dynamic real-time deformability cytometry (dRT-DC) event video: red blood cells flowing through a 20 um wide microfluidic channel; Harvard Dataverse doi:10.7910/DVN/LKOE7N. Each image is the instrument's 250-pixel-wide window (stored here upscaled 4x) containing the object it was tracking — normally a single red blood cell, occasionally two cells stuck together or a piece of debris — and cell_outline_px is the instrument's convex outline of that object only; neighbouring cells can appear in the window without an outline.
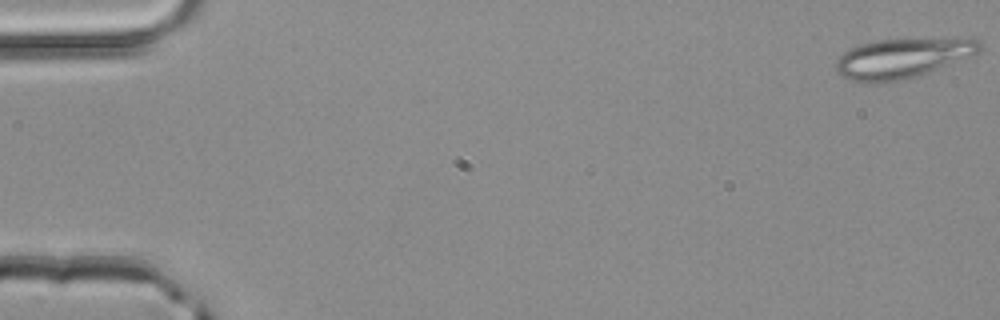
{"species": "common noctule bat (a hibernating species)", "species_latin": "Nyctalus noctula", "temperature_condition": "room temperature", "stored_images_in_passage": 4, "camera_frame_rate_fps": 3000, "um_per_image_px": 0.085, "animal": {"sex": "male", "body_mass_g": 20.4}, "frame": {"image": 1, "passage_image": 1, "time_ms": 0.0, "image_size_px": [1000, 320], "cell_outline_px": [[980, 52], [972, 56], [916, 76], [884, 84], [872, 84], [852, 80], [844, 76], [836, 68], [836, 60], [844, 52], [852, 48], [876, 40], [952, 36], [972, 36], [980, 40]], "centroid_in_image_um": [76.83, 4.9], "position_along_channel_um": 8.2, "area_um2": 34.1}}